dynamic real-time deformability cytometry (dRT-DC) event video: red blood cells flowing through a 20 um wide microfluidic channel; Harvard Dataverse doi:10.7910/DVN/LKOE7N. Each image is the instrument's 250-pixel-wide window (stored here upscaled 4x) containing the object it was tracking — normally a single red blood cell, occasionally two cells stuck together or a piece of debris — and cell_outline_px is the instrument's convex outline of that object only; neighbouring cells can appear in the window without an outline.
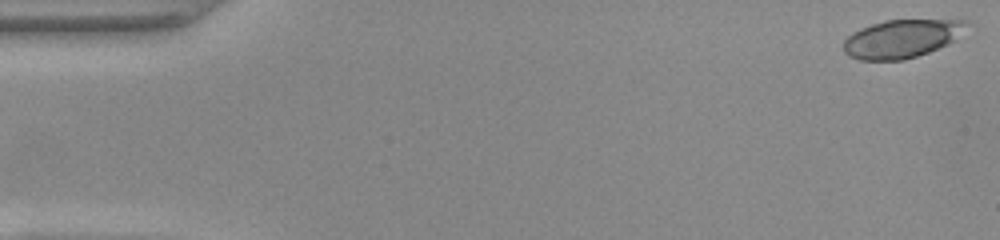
{"species": "common noctule bat (a hibernating species)", "species_latin": "Nyctalus noctula", "temperature_condition": "warm", "stored_images_in_passage": 7, "camera_frame_rate_fps": 3000, "um_per_image_px": 0.085, "animal": {"sex": "female", "body_mass_g": 22.0, "forearm_length_mm": 56.7}, "frame": {"image": 1, "passage_image": 1, "time_ms": 0.0, "image_size_px": [1000, 240], "cell_outline_px": [[968, 20], [952, 40], [948, 44], [928, 52], [904, 60], [860, 60], [848, 56], [844, 52], [844, 40], [852, 32], [860, 28], [884, 20]], "centroid_in_image_um": [76.53, 3.3], "position_along_channel_um": 8.5, "area_um2": 26.88}}